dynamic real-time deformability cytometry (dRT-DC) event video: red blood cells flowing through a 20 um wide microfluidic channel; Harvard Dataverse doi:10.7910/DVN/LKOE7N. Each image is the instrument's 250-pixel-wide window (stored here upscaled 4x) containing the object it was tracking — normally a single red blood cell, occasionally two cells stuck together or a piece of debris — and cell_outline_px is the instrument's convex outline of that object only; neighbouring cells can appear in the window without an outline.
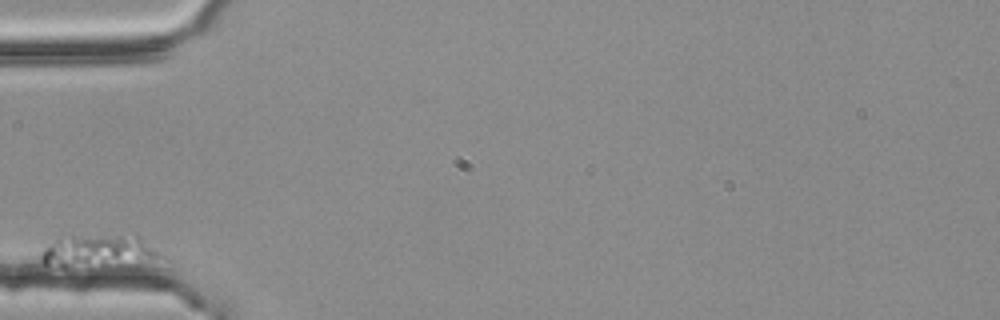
{"species": "common noctule bat (a hibernating species)", "species_latin": "Nyctalus noctula", "temperature_condition": "room temperature", "stored_images_in_passage": 3, "camera_frame_rate_fps": 3000, "um_per_image_px": 0.085, "animal": {"sex": "female", "body_mass_g": 25.1}, "frame": {"image": 1, "passage_image": 1, "time_ms": 0.0, "image_size_px": [1000, 320], "cell_outline_px": [[160, 252], [152, 256], [64, 268], [44, 264], [40, 260], [40, 256], [44, 248], [48, 244], [60, 236], [68, 232], [136, 232]], "centroid_in_image_um": [8.1, 21.14], "position_along_channel_um": 76.9, "area_um2": 22.6}}
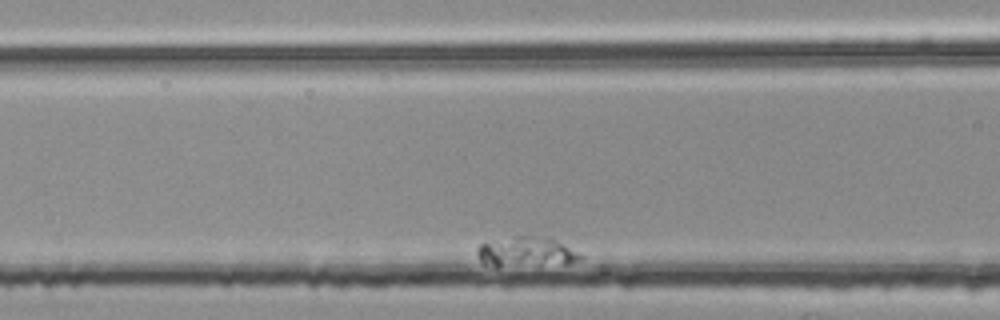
{"frame": {"image": 2, "passage_image": 3, "time_ms": 0.667, "image_size_px": [1000, 320], "cell_outline_px": [[584, 260], [568, 264], [496, 268], [484, 264], [480, 260], [476, 252], [476, 248], [480, 244], [512, 236], [552, 236], [584, 256]], "centroid_in_image_um": [44.77, 21.44], "position_along_channel_um": 121.8, "area_um2": 19.02}}